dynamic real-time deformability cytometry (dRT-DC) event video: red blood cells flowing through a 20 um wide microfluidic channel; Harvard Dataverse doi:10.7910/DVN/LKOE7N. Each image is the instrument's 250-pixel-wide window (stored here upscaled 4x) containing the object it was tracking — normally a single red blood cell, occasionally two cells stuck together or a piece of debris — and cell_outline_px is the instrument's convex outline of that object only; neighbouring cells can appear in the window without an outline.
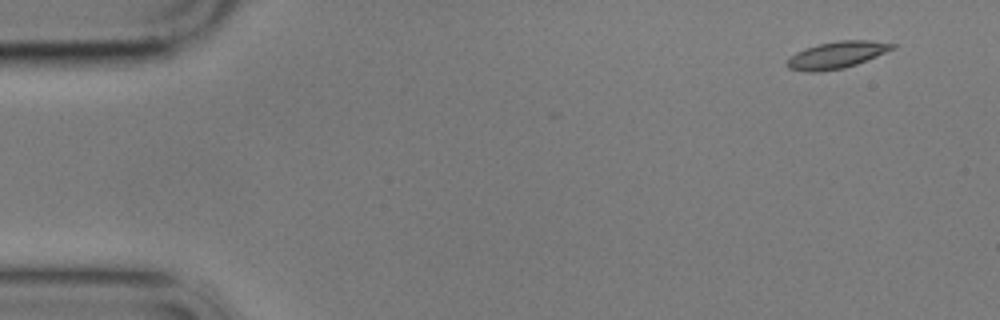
{"species": "common noctule bat (a hibernating species)", "species_latin": "Nyctalus noctula", "temperature_condition": "cold", "stored_images_in_passage": 6, "camera_frame_rate_fps": 3000, "um_per_image_px": 0.085, "animal": {"sex": "male", "body_mass_g": 17.9}, "frame": {"image": 1, "passage_image": 1, "time_ms": 0.0, "image_size_px": [1000, 320], "cell_outline_px": [[896, 48], [856, 64], [844, 68], [816, 72], [808, 72], [788, 68], [784, 64], [796, 52], [804, 48], [820, 44], [840, 40], [868, 40], [896, 44]], "centroid_in_image_um": [71.11, 4.67], "position_along_channel_um": 13.9, "area_um2": 16.36}}
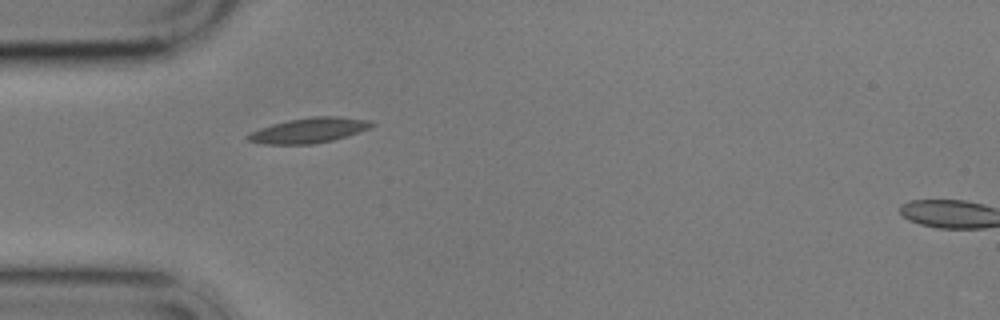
{"frame": {"image": 2, "passage_image": 5, "time_ms": 4.333, "image_size_px": [1000, 320], "cell_outline_px": [[376, 124], [368, 128], [332, 140], [312, 144], [264, 144], [248, 140], [244, 136], [248, 132], [272, 124], [288, 120], [312, 116], [340, 116], [368, 120]], "centroid_in_image_um": [26.19, 11.07], "position_along_channel_um": 58.8, "area_um2": 17.98}}